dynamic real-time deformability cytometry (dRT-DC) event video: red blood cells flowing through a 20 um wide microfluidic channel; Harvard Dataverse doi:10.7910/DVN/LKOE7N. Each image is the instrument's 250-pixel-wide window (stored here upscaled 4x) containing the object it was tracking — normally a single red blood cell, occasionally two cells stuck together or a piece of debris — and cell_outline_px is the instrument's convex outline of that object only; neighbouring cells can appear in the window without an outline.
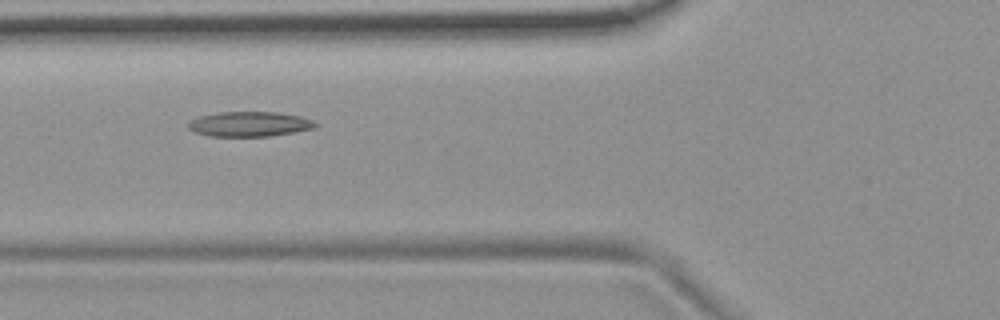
{"species": "common noctule bat (a hibernating species)", "species_latin": "Nyctalus noctula", "temperature_condition": "room temperature", "stored_images_in_passage": 41, "camera_frame_rate_fps": 3000, "um_per_image_px": 0.085, "animal": {"sex": "female", "body_mass_g": 19.9}, "frame": {"image": 1, "passage_image": 11, "time_ms": 3.333, "image_size_px": [1000, 320], "cell_outline_px": [[316, 124], [312, 128], [292, 132], [268, 136], [208, 136], [196, 132], [188, 128], [188, 120], [200, 116], [216, 112], [276, 112], [300, 116], [312, 120]], "centroid_in_image_um": [21.13, 10.54], "position_along_channel_um": 104.7, "area_um2": 18.26}}
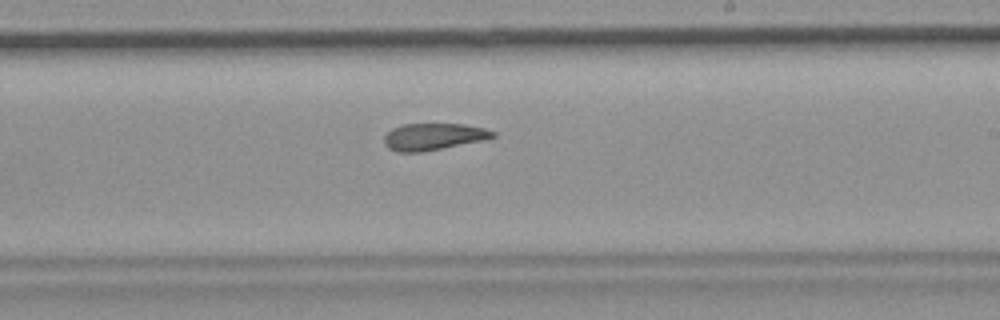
{"frame": {"image": 2, "passage_image": 23, "time_ms": 7.333, "image_size_px": [1000, 320], "cell_outline_px": [[496, 136], [484, 140], [420, 152], [396, 152], [388, 148], [384, 144], [384, 136], [392, 128], [400, 124], [464, 124], [484, 128], [496, 132]], "centroid_in_image_um": [36.82, 11.61], "position_along_channel_um": 252.2, "area_um2": 16.99}}
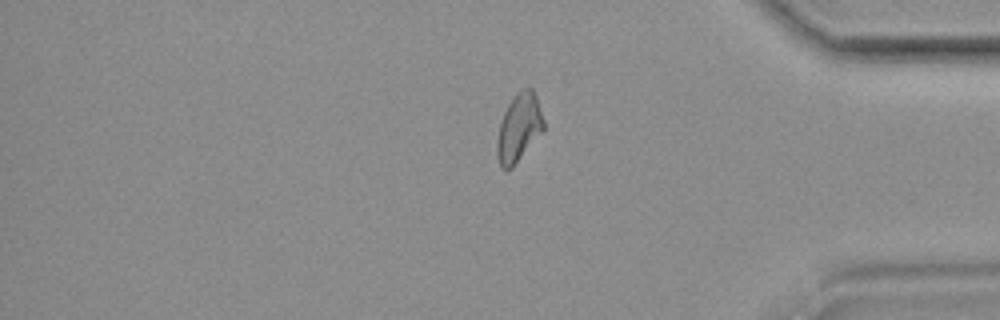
{"frame": {"image": 3, "passage_image": 36, "time_ms": 11.667, "image_size_px": [1000, 320], "cell_outline_px": [[544, 128], [512, 168], [504, 172], [500, 168], [496, 156], [496, 140], [500, 120], [508, 104], [516, 92], [524, 88], [532, 88], [536, 96], [544, 120]], "centroid_in_image_um": [44.06, 10.88], "position_along_channel_um": 391.1, "area_um2": 18.55}, "authors_computed_cell_mechanics": {"area_um2": 18.1492, "velocity_mm_per_s": 3.6959, "shape_relaxation_time_tau1_ms": null, "shape_relaxation_time_tau2_ms": 7.3477, "deformation_change_tau1": null, "deformation_change_tau2": 0.1759}}